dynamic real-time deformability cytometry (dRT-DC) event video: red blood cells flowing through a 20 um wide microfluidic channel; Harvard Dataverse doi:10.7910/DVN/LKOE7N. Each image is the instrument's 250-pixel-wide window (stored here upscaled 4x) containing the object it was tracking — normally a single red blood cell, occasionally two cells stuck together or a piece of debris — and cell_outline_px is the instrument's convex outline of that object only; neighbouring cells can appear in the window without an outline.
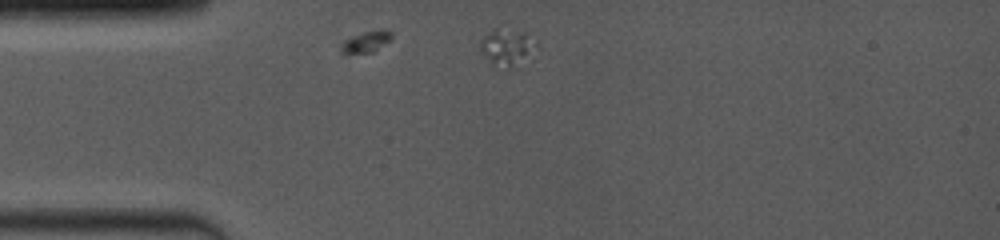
{"species": "common noctule bat (a hibernating species)", "species_latin": "Nyctalus noctula", "temperature_condition": "room temperature", "stored_images_in_passage": 5, "camera_frame_rate_fps": 4000, "um_per_image_px": 0.085, "animal": {"sex": "female", "body_mass_g": 19.0, "forearm_length_mm": 53.3}, "frame": {"image": 1, "passage_image": 1, "time_ms": 0.0, "image_size_px": [1000, 240], "cell_outline_px": [[536, 44], [512, 68], [508, 68], [492, 64], [480, 48], [480, 40], [488, 32], [496, 28], [528, 32]], "centroid_in_image_um": [43.03, 3.95], "position_along_channel_um": 42.0, "area_um2": 11.21}}